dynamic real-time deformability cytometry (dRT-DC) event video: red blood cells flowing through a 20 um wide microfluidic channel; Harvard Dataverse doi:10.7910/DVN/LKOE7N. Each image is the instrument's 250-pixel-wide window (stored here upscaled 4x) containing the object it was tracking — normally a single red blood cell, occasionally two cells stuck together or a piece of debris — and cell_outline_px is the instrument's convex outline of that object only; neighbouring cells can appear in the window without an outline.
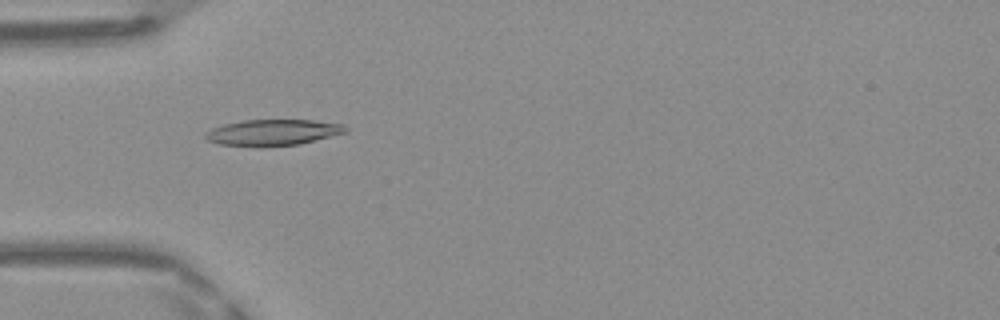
{"species": "Egyptian fruit bat (a non-hibernating species)", "species_latin": "Rousettus aegyptiacus", "temperature_condition": "warm", "stored_images_in_passage": 46, "camera_frame_rate_fps": 3000, "um_per_image_px": 0.085, "frame": {"image": 1, "passage_image": 13, "time_ms": 4.0, "image_size_px": [1000, 320], "cell_outline_px": [[348, 132], [300, 144], [220, 144], [208, 140], [204, 136], [204, 132], [212, 128], [224, 124], [240, 120], [312, 120], [344, 124], [348, 128]], "centroid_in_image_um": [23.25, 11.21], "position_along_channel_um": 61.8, "area_um2": 20.58}}
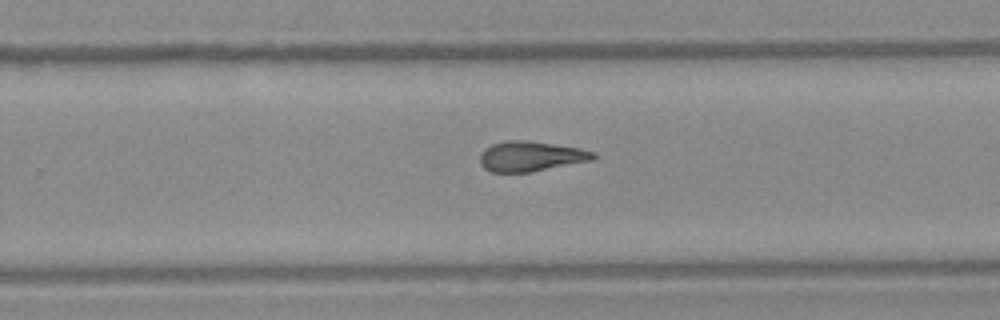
{"frame": {"image": 2, "passage_image": 29, "time_ms": 9.333, "image_size_px": [1000, 320], "cell_outline_px": [[596, 156], [592, 160], [532, 172], [492, 172], [484, 168], [480, 164], [480, 152], [484, 148], [492, 144], [508, 140], [524, 140], [580, 148], [596, 152]], "centroid_in_image_um": [45.1, 13.29], "position_along_channel_um": 284.7, "area_um2": 19.88}}
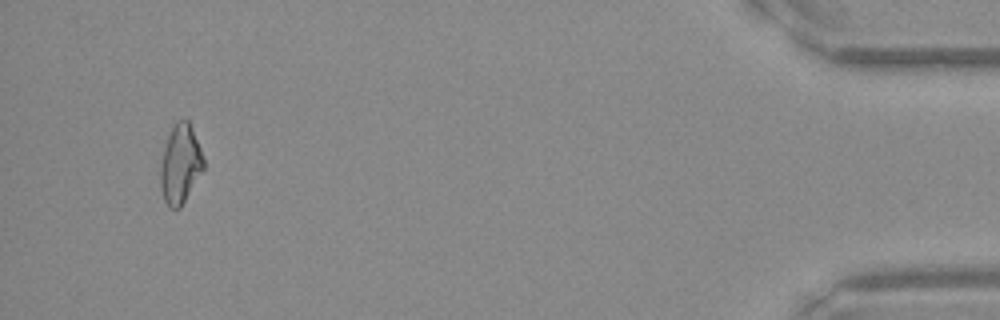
{"frame": {"image": 3, "passage_image": 44, "time_ms": 14.333, "image_size_px": [1000, 320], "cell_outline_px": [[204, 168], [180, 208], [168, 208], [164, 200], [160, 188], [160, 168], [164, 148], [172, 124], [176, 120], [188, 120], [192, 128], [200, 148], [204, 160]], "centroid_in_image_um": [15.31, 13.95], "position_along_channel_um": 419.9, "area_um2": 19.77}, "authors_computed_cell_mechanics": {"area_um2": 19.7676, "velocity_mm_per_s": 4.2103, "shape_relaxation_time_tau1_ms": null, "shape_relaxation_time_tau2_ms": 2.6992, "deformation_change_tau1": null, "deformation_change_tau2": 0.113}}